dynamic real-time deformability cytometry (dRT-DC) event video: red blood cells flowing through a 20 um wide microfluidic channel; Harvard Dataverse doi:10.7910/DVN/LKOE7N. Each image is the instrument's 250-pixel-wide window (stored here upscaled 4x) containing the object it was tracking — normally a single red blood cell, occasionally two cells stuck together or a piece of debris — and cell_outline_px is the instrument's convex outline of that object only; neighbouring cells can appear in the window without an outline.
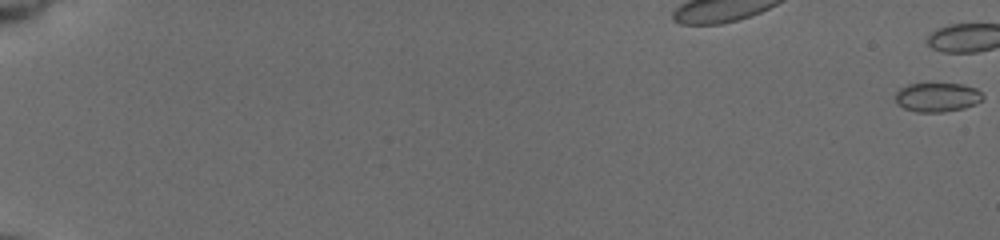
{"species": "common noctule bat (a hibernating species)", "species_latin": "Nyctalus noctula", "temperature_condition": "cold", "stored_images_in_passage": 47, "camera_frame_rate_fps": 3000, "um_per_image_px": 0.085, "animal": {"sex": "female", "body_mass_g": 19.5, "forearm_length_mm": 54.1}, "frame": {"image": 1, "passage_image": 1, "time_ms": 0.0, "image_size_px": [1000, 240], "cell_outline_px": [[984, 96], [976, 104], [964, 108], [944, 112], [916, 112], [904, 108], [896, 104], [896, 92], [900, 88], [908, 84], [964, 84], [976, 88]], "centroid_in_image_um": [79.66, 8.27], "position_along_channel_um": 5.3, "area_um2": 14.85}}
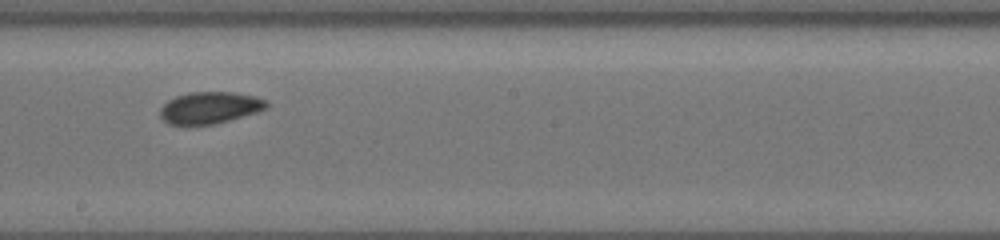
{"frame": {"image": 2, "passage_image": 28, "time_ms": 9.0, "image_size_px": [1000, 240], "cell_outline_px": [[268, 108], [256, 112], [216, 124], [168, 124], [160, 116], [160, 108], [168, 100], [176, 96], [188, 92], [232, 92], [256, 96], [268, 100]], "centroid_in_image_um": [17.85, 9.14], "position_along_channel_um": 230.3, "area_um2": 19.71}}
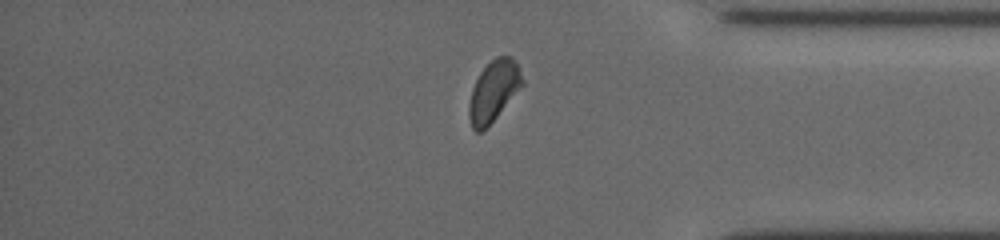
{"frame": {"image": 3, "passage_image": 42, "time_ms": 13.667, "image_size_px": [1000, 240], "cell_outline_px": [[524, 84], [496, 116], [480, 132], [476, 132], [472, 128], [468, 116], [468, 104], [472, 88], [480, 72], [496, 56], [512, 56], [524, 80]], "centroid_in_image_um": [41.94, 7.72], "position_along_channel_um": 393.3, "area_um2": 18.5}}